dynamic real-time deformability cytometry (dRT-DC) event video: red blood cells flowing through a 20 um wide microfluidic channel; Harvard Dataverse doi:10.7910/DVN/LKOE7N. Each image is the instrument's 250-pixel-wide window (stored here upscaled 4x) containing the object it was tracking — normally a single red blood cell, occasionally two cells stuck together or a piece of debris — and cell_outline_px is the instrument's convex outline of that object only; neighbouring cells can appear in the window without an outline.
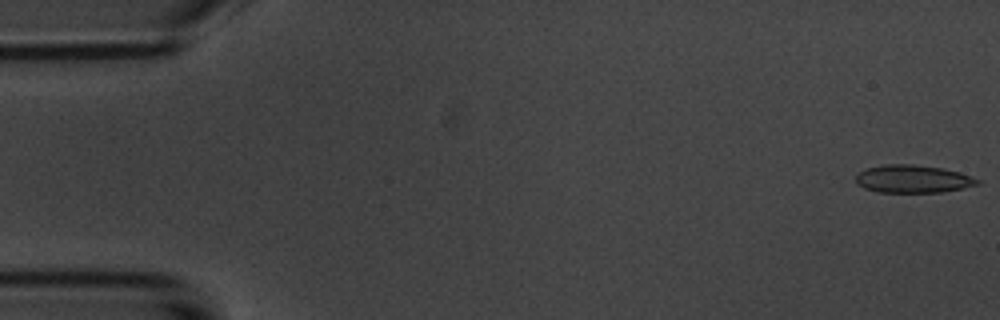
{"species": "common noctule bat (a hibernating species)", "species_latin": "Nyctalus noctula", "temperature_condition": "room temperature", "stored_images_in_passage": 5, "camera_frame_rate_fps": 3000, "um_per_image_px": 0.085, "animal": {"sex": "male", "body_mass_g": 20.1, "forearm_length_mm": 53.5}, "frame": {"image": 1, "passage_image": 1, "time_ms": 0.0, "image_size_px": [1000, 320], "cell_outline_px": [[980, 184], [940, 192], [880, 192], [864, 188], [856, 184], [856, 172], [868, 168], [884, 164], [912, 164], [944, 168], [960, 172], [980, 180]], "centroid_in_image_um": [77.56, 15.2], "position_along_channel_um": 7.4, "area_um2": 19.71}}
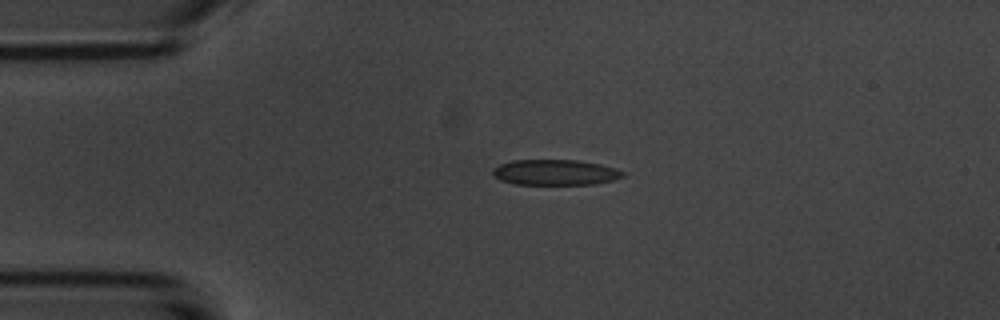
{"frame": {"image": 2, "passage_image": 4, "time_ms": 3.667, "image_size_px": [1000, 320], "cell_outline_px": [[624, 176], [612, 180], [596, 184], [516, 184], [500, 180], [492, 172], [492, 168], [500, 164], [512, 160], [580, 160], [600, 164], [616, 168], [624, 172]], "centroid_in_image_um": [47.2, 14.64], "position_along_channel_um": 37.8, "area_um2": 19.36}}